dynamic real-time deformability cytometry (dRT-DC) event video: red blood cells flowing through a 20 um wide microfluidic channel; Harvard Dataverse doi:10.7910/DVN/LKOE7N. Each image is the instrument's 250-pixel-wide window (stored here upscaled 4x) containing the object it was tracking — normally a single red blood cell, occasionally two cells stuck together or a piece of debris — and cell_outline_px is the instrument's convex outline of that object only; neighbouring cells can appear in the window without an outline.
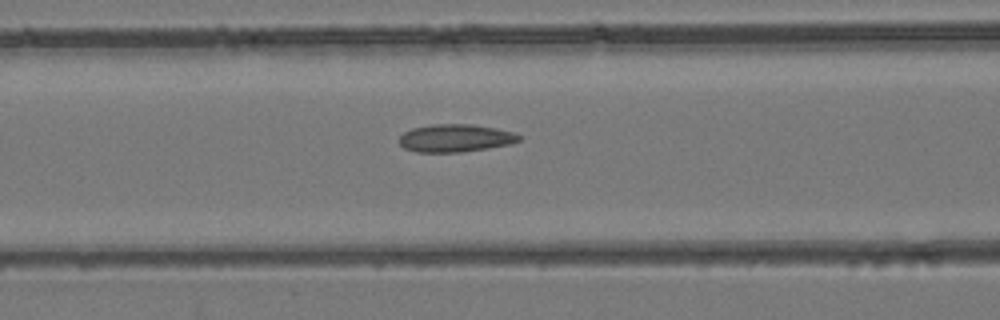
{"species": "common noctule bat (a hibernating species)", "species_latin": "Nyctalus noctula", "temperature_condition": "room temperature", "stored_images_in_passage": 37, "camera_frame_rate_fps": 3000, "um_per_image_px": 0.085, "animal": {"sex": "female", "body_mass_g": 24.6, "forearm_length_mm": 56.2}, "frame": {"image": 1, "passage_image": 19, "time_ms": 6.0, "image_size_px": [1000, 320], "cell_outline_px": [[520, 140], [512, 144], [464, 152], [416, 152], [404, 148], [400, 144], [400, 136], [404, 132], [412, 128], [432, 124], [472, 124], [496, 128], [516, 132], [520, 136]], "centroid_in_image_um": [38.74, 11.74], "position_along_channel_um": 127.9, "area_um2": 19.54}}
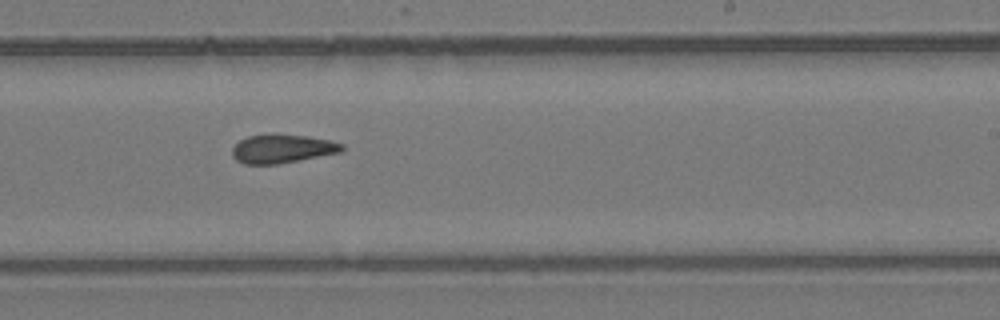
{"frame": {"image": 2, "passage_image": 28, "time_ms": 9.0, "image_size_px": [1000, 320], "cell_outline_px": [[344, 148], [340, 152], [276, 164], [244, 164], [236, 160], [232, 156], [232, 148], [240, 140], [248, 136], [272, 132], [276, 132], [308, 136], [328, 140], [344, 144]], "centroid_in_image_um": [23.95, 12.61], "position_along_channel_um": 265.1, "area_um2": 18.55}}
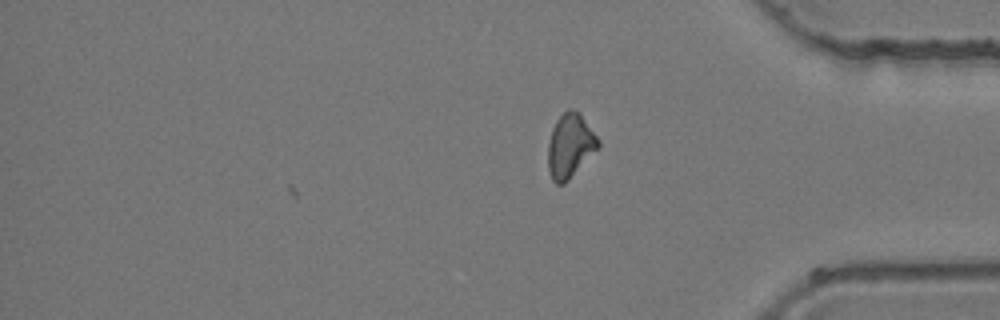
{"frame": {"image": 3, "passage_image": 37, "time_ms": 12.0, "image_size_px": [1000, 320], "cell_outline_px": [[600, 148], [564, 184], [556, 184], [552, 180], [548, 168], [548, 144], [552, 128], [556, 120], [568, 108], [572, 108], [580, 112], [600, 140]], "centroid_in_image_um": [48.48, 12.38], "position_along_channel_um": 386.7, "area_um2": 19.02}}